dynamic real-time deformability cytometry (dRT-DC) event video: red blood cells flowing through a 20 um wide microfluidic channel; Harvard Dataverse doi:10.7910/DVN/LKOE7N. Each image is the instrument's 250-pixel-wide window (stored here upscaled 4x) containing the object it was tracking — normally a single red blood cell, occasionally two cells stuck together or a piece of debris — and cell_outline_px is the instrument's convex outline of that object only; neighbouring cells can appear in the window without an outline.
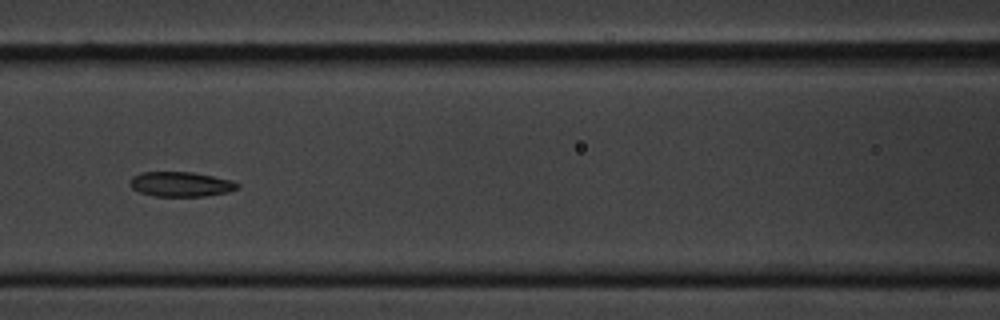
{"species": "common noctule bat (a hibernating species)", "species_latin": "Nyctalus noctula", "temperature_condition": "cold", "stored_images_in_passage": 16, "camera_frame_rate_fps": 3000, "um_per_image_px": 0.085, "animal": {"sex": "male", "body_mass_g": 20.1, "forearm_length_mm": 53.5}, "frame": {"image": 1, "passage_image": 6, "time_ms": 1.667, "image_size_px": [1000, 320], "cell_outline_px": [[240, 188], [228, 192], [204, 196], [156, 196], [140, 192], [132, 188], [128, 184], [128, 180], [132, 176], [140, 172], [192, 172], [232, 180], [240, 184]], "centroid_in_image_um": [15.35, 15.65], "position_along_channel_um": 151.2, "area_um2": 15.66}}
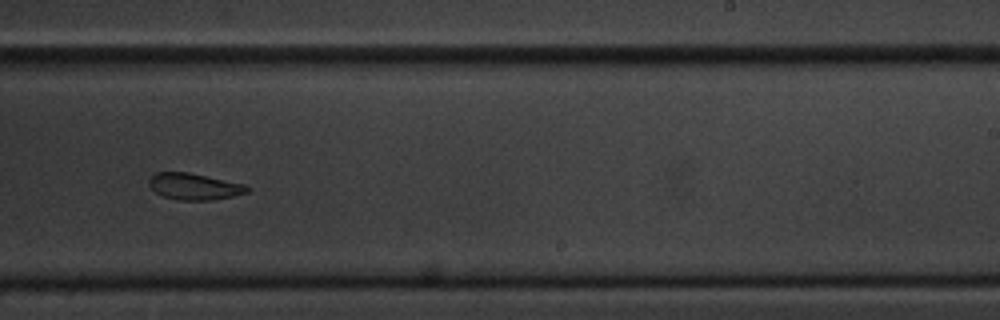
{"frame": {"image": 2, "passage_image": 9, "time_ms": 2.667, "image_size_px": [1000, 320], "cell_outline_px": [[248, 192], [232, 196], [212, 200], [176, 200], [164, 196], [156, 192], [148, 184], [148, 180], [156, 172], [188, 172], [244, 184], [248, 188]], "centroid_in_image_um": [16.48, 15.85], "position_along_channel_um": 272.5, "area_um2": 14.97}}
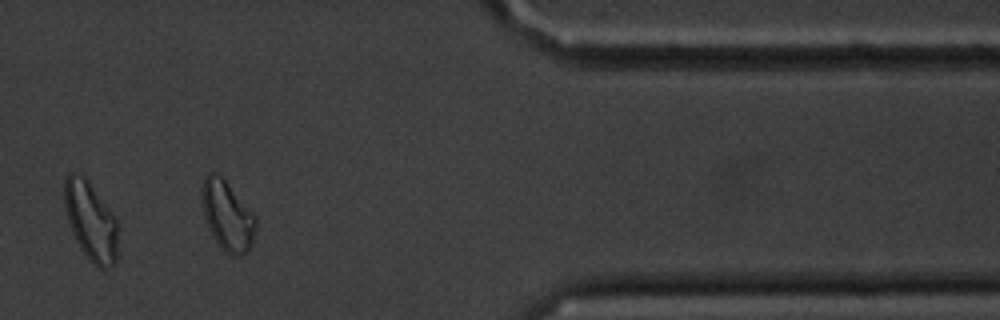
{"frame": {"image": 3, "passage_image": 12, "time_ms": 3.667, "image_size_px": [1000, 320], "cell_outline_px": [[256, 228], [252, 244], [248, 252], [236, 256], [232, 256], [224, 252], [216, 240], [204, 216], [200, 196], [200, 192], [204, 176], [208, 172], [216, 172], [224, 180], [256, 216]], "centroid_in_image_um": [19.32, 18.33], "position_along_channel_um": 392.1, "area_um2": 21.79}}